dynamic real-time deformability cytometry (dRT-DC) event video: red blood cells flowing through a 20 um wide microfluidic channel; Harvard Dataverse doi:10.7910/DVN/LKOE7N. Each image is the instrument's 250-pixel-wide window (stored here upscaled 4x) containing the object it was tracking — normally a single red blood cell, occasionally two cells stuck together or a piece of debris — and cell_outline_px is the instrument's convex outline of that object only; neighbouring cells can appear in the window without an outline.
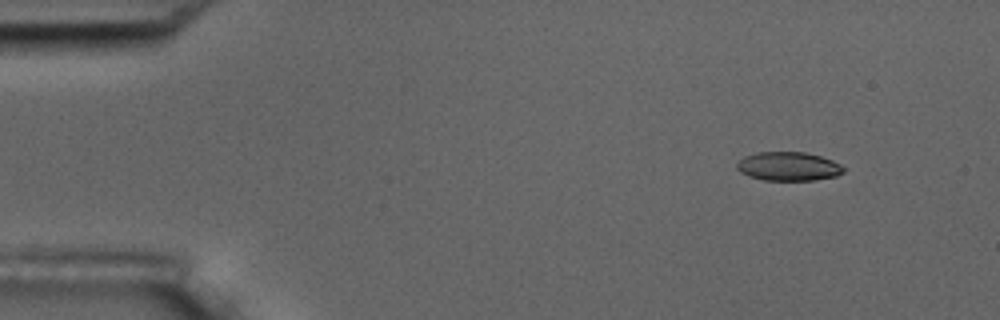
{"species": "common noctule bat (a hibernating species)", "species_latin": "Nyctalus noctula", "temperature_condition": "room temperature", "stored_images_in_passage": 4, "camera_frame_rate_fps": 3000, "um_per_image_px": 0.085, "animal": {"sex": "male", "body_mass_g": 17.5, "forearm_length_mm": 52.3}, "frame": {"image": 1, "passage_image": 1, "time_ms": 0.0, "image_size_px": [1000, 320], "cell_outline_px": [[844, 172], [836, 176], [816, 180], [764, 180], [748, 176], [740, 172], [736, 168], [736, 164], [744, 156], [756, 152], [804, 152], [820, 156], [832, 160], [840, 164], [844, 168]], "centroid_in_image_um": [67.0, 14.14], "position_along_channel_um": 18.0, "area_um2": 17.98}}
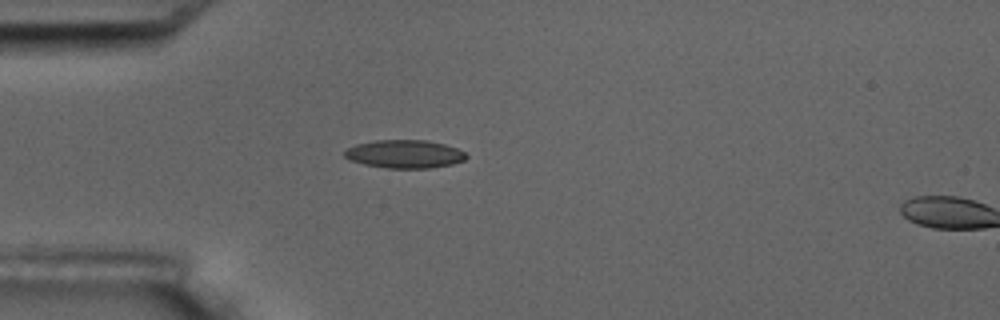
{"frame": {"image": 2, "passage_image": 3, "time_ms": 3.333, "image_size_px": [1000, 320], "cell_outline_px": [[468, 156], [464, 160], [452, 164], [428, 168], [388, 168], [364, 164], [352, 160], [344, 156], [344, 152], [348, 148], [356, 144], [376, 140], [428, 140], [444, 144], [456, 148], [464, 152]], "centroid_in_image_um": [34.4, 13.08], "position_along_channel_um": 50.6, "area_um2": 19.83}}